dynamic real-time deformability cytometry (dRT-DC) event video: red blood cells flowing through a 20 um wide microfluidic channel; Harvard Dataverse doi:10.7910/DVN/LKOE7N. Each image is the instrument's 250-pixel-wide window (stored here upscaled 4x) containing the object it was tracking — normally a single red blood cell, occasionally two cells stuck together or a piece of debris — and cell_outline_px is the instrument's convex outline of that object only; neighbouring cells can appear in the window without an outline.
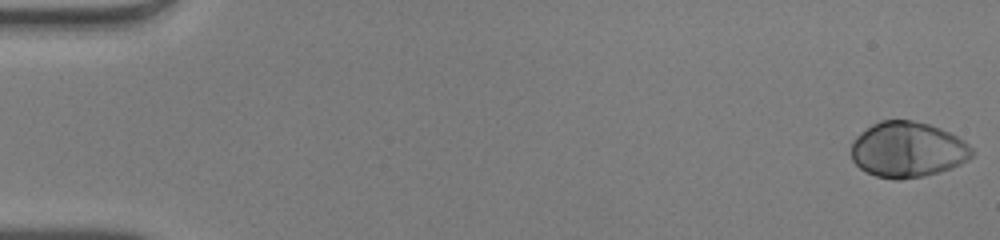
{"species": "human", "species_latin": "Homo sapiens", "temperature_condition": "warm", "stored_images_in_passage": 51, "camera_frame_rate_fps": 3000, "um_per_image_px": 0.085, "donor": {"sex": "male"}, "frame": {"image": 1, "passage_image": 1, "time_ms": 0.0, "image_size_px": [1000, 240], "cell_outline_px": [[972, 156], [968, 160], [960, 164], [940, 172], [924, 176], [900, 180], [892, 180], [876, 176], [864, 172], [852, 160], [852, 140], [860, 132], [872, 124], [880, 120], [912, 120], [928, 124], [940, 128], [964, 140], [972, 148]], "centroid_in_image_um": [77.12, 12.73], "position_along_channel_um": 7.9, "area_um2": 39.3}}
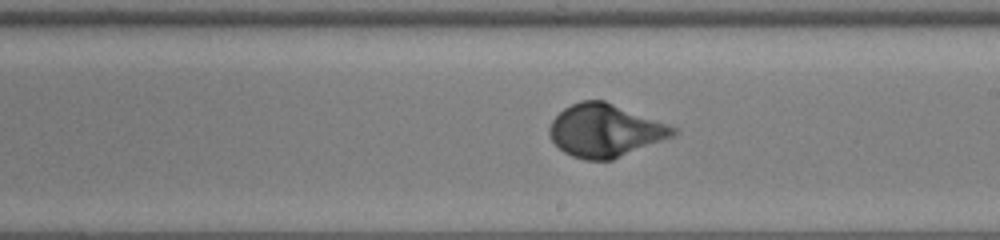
{"frame": {"image": 2, "passage_image": 30, "time_ms": 9.667, "image_size_px": [1000, 240], "cell_outline_px": [[680, 132], [676, 136], [612, 160], [584, 160], [572, 156], [564, 152], [552, 140], [548, 132], [548, 128], [552, 120], [564, 108], [580, 100], [604, 100], [680, 128]], "centroid_in_image_um": [51.49, 11.1], "position_along_channel_um": 237.5, "area_um2": 38.44}}
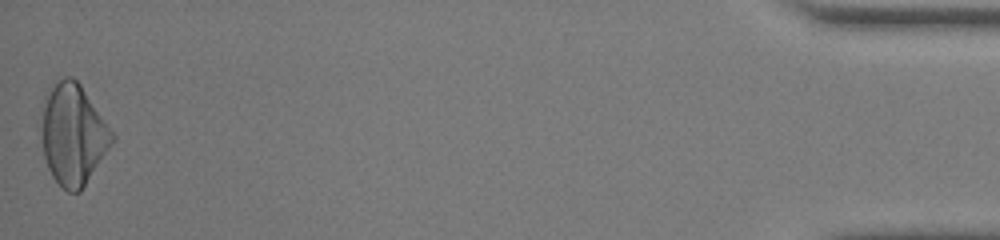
{"frame": {"image": 3, "passage_image": 51, "time_ms": 16.667, "image_size_px": [1000, 240], "cell_outline_px": [[116, 140], [80, 192], [68, 192], [52, 176], [48, 168], [44, 156], [44, 96], [48, 88], [56, 80], [64, 76], [72, 76], [80, 84], [116, 136]], "centroid_in_image_um": [6.26, 11.41], "position_along_channel_um": 428.9, "area_um2": 41.1}, "authors_computed_cell_mechanics": {"area_um2": 37.57, "velocity_mm_per_s": 4.0574, "shape_relaxation_time_tau1_ms": 3.0916, "shape_relaxation_time_tau2_ms": null, "deformation_change_tau1": 0.1941, "deformation_change_tau2": null}}